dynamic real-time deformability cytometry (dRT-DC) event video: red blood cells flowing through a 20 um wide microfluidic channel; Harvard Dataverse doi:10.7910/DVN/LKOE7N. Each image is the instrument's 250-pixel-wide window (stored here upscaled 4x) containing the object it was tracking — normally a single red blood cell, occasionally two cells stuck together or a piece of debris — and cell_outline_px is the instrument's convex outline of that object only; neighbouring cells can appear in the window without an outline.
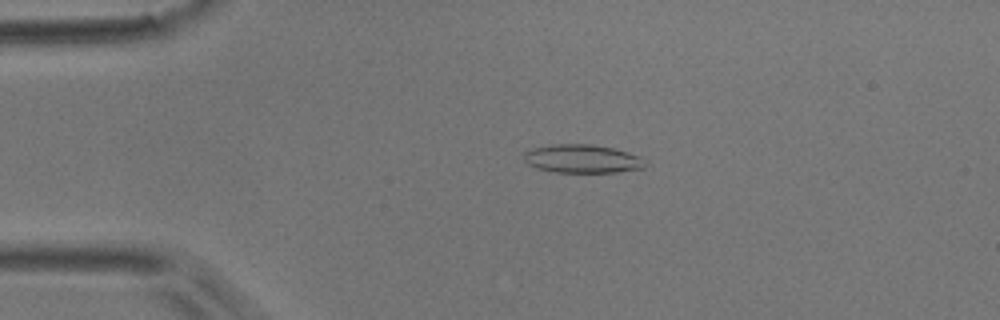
{"species": "common noctule bat (a hibernating species)", "species_latin": "Nyctalus noctula", "temperature_condition": "room temperature", "stored_images_in_passage": 48, "camera_frame_rate_fps": 3000, "um_per_image_px": 0.085, "animal": {"sex": "male", "body_mass_g": 17.9}, "frame": {"image": 1, "passage_image": 8, "time_ms": 2.333, "image_size_px": [1000, 320], "cell_outline_px": [[648, 164], [644, 168], [616, 172], [556, 172], [536, 168], [528, 164], [524, 160], [524, 152], [536, 148], [556, 144], [588, 144], [612, 148], [640, 156]], "centroid_in_image_um": [49.52, 13.51], "position_along_channel_um": 35.5, "area_um2": 19.88}}
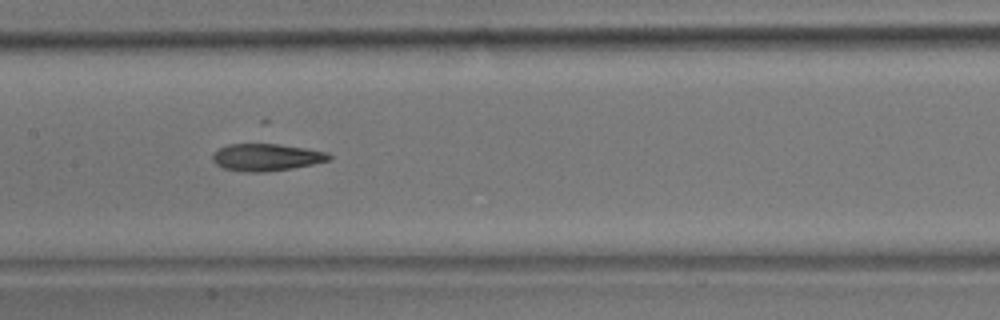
{"frame": {"image": 2, "passage_image": 22, "time_ms": 7.0, "image_size_px": [1000, 320], "cell_outline_px": [[332, 160], [292, 168], [264, 172], [248, 172], [224, 168], [216, 164], [212, 160], [212, 156], [220, 148], [228, 144], [264, 140], [328, 152], [332, 156]], "centroid_in_image_um": [22.67, 13.3], "position_along_channel_um": 184.7, "area_um2": 19.31}}
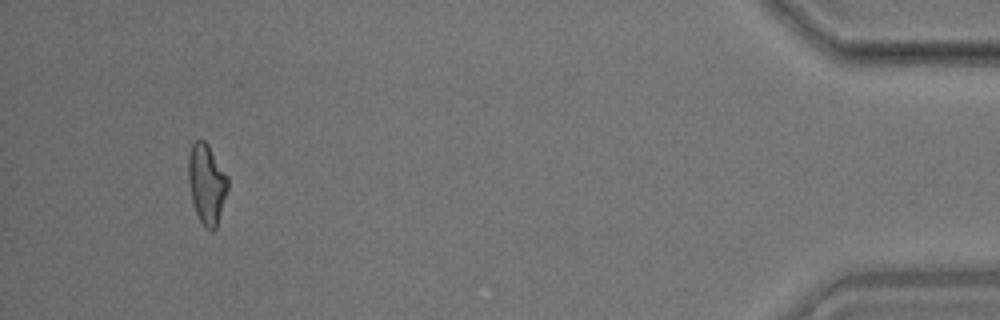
{"frame": {"image": 3, "passage_image": 45, "time_ms": 14.667, "image_size_px": [1000, 320], "cell_outline_px": [[228, 188], [216, 228], [212, 232], [204, 228], [196, 212], [192, 200], [188, 180], [188, 156], [192, 144], [196, 140], [204, 140], [208, 144], [228, 176]], "centroid_in_image_um": [17.57, 15.63], "position_along_channel_um": 417.6, "area_um2": 18.38}, "authors_computed_cell_mechanics": {"area_um2": 18.9295, "velocity_mm_per_s": 3.9568, "shape_relaxation_time_tau1_ms": 7.2643, "shape_relaxation_time_tau2_ms": 4.7267, "deformation_change_tau1": 0.191, "deformation_change_tau2": 0.148}}